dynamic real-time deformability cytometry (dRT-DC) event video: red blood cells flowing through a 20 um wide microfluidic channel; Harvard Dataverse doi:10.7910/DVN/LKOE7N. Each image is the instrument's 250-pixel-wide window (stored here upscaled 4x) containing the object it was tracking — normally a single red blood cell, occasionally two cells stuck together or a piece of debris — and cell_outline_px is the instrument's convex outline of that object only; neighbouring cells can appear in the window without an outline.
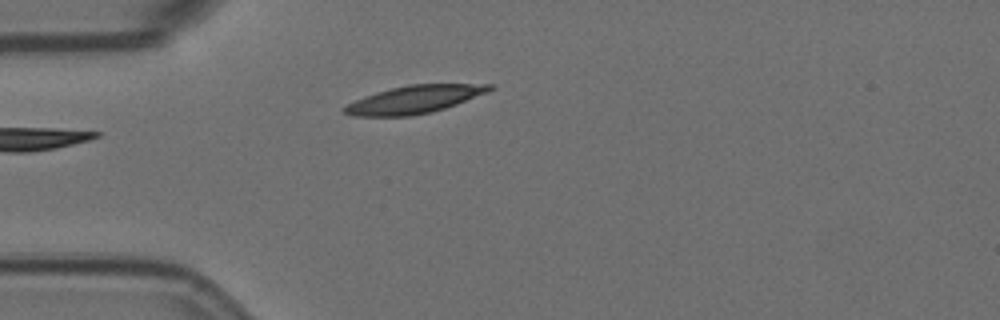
{"species": "Egyptian fruit bat (a non-hibernating species)", "species_latin": "Rousettus aegyptiacus", "temperature_condition": "room temperature", "stored_images_in_passage": 4, "camera_frame_rate_fps": 3000, "um_per_image_px": 0.085, "animal": {"sex": "female"}, "frame": {"image": 1, "passage_image": 4, "time_ms": 1.0, "image_size_px": [1000, 320], "cell_outline_px": [[496, 88], [488, 92], [456, 104], [432, 112], [408, 116], [352, 116], [340, 112], [340, 108], [364, 96], [376, 92], [408, 84], [496, 84]], "centroid_in_image_um": [35.2, 8.45], "position_along_channel_um": 49.8, "area_um2": 23.58}}